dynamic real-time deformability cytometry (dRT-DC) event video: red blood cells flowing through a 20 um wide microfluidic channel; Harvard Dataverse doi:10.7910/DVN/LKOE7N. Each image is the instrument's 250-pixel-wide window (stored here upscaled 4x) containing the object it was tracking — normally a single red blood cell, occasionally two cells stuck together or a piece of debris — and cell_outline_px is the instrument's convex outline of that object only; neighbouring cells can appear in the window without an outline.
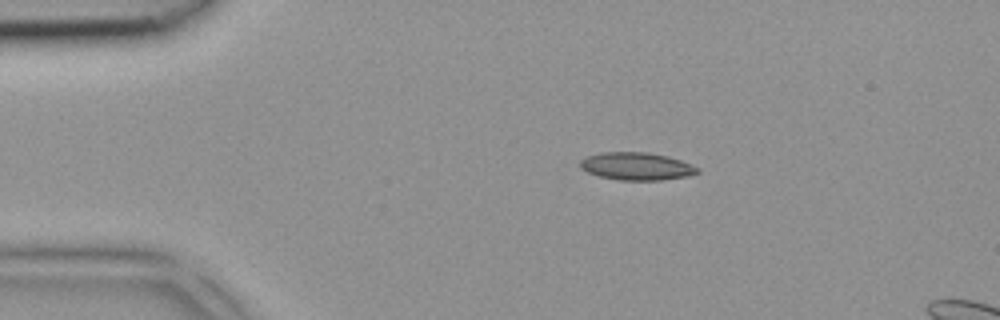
{"species": "common noctule bat (a hibernating species)", "species_latin": "Nyctalus noctula", "temperature_condition": "room temperature", "stored_images_in_passage": 3, "segment_of_instrument_passage": [1, 2], "camera_frame_rate_fps": 3000, "um_per_image_px": 0.085, "animal": {"sex": "female", "body_mass_g": 18.4}, "frame": {"image": 1, "passage_image": 1, "time_ms": 0.0, "image_size_px": [1000, 320], "cell_outline_px": [[700, 172], [688, 176], [660, 180], [620, 180], [600, 176], [588, 172], [580, 168], [580, 160], [588, 156], [600, 152], [648, 152], [668, 156], [692, 164], [700, 168]], "centroid_in_image_um": [54.13, 14.13], "position_along_channel_um": 30.9, "area_um2": 18.96}}